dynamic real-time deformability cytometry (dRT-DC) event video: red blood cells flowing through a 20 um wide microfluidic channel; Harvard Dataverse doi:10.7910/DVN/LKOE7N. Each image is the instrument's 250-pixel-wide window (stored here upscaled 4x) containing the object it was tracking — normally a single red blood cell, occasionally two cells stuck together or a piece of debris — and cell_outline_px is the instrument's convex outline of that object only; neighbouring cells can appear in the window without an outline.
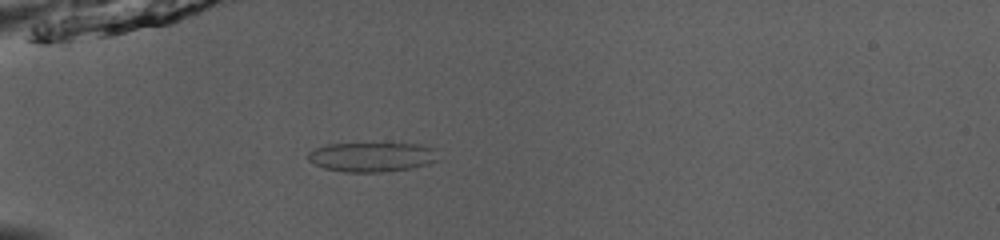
{"species": "common noctule bat (a hibernating species)", "species_latin": "Nyctalus noctula", "temperature_condition": "room temperature", "stored_images_in_passage": 51, "camera_frame_rate_fps": 3000, "um_per_image_px": 0.085, "animal": {"sex": "male", "body_mass_g": 13.0, "forearm_length_mm": 53.1}, "frame": {"image": 1, "passage_image": 16, "time_ms": 5.0, "image_size_px": [1000, 240], "cell_outline_px": [[436, 160], [428, 164], [412, 168], [380, 172], [344, 172], [324, 168], [308, 160], [308, 152], [316, 148], [328, 144], [420, 144], [432, 148]], "centroid_in_image_um": [31.56, 13.35], "position_along_channel_um": 53.4, "area_um2": 21.96}}
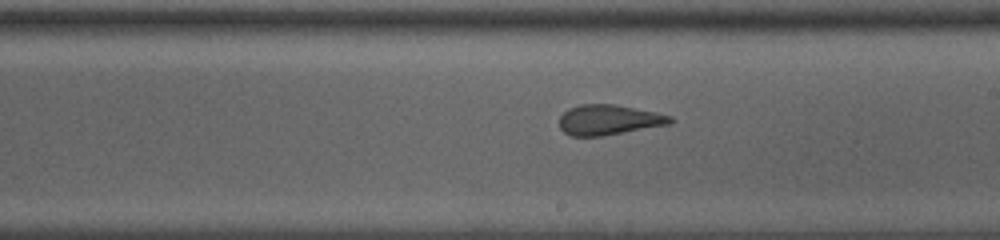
{"frame": {"image": 2, "passage_image": 31, "time_ms": 10.0, "image_size_px": [1000, 240], "cell_outline_px": [[676, 120], [672, 124], [604, 136], [572, 136], [564, 132], [560, 128], [560, 116], [568, 108], [580, 104], [616, 104], [656, 112], [672, 116]], "centroid_in_image_um": [51.8, 10.19], "position_along_channel_um": 237.2, "area_um2": 19.83}}
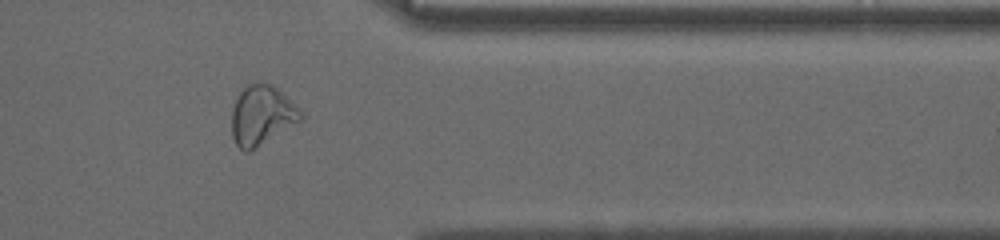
{"frame": {"image": 3, "passage_image": 43, "time_ms": 14.0, "image_size_px": [1000, 240], "cell_outline_px": [[304, 116], [300, 120], [248, 152], [244, 152], [236, 144], [232, 136], [232, 108], [240, 92], [248, 84], [272, 84]], "centroid_in_image_um": [22.19, 9.82], "position_along_channel_um": 389.2, "area_um2": 22.95}, "authors_computed_cell_mechanics": {"area_um2": 22.253, "velocity_mm_per_s": 3.9521, "shape_relaxation_time_tau1_ms": 6.734, "shape_relaxation_time_tau2_ms": 0.9804, "deformation_change_tau1": 0.1481, "deformation_change_tau2": 0.0725}}